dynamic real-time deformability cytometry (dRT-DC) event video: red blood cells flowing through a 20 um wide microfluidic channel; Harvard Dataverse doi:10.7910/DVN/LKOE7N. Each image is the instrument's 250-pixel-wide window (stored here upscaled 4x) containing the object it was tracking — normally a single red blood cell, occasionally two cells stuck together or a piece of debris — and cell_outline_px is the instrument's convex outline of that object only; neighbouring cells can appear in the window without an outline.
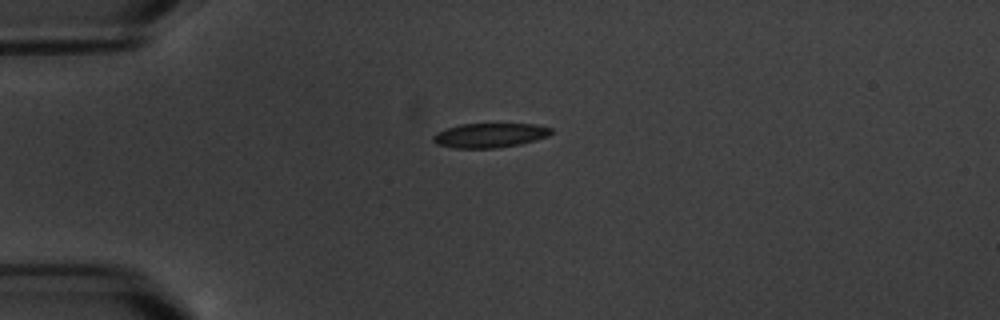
{"species": "common noctule bat (a hibernating species)", "species_latin": "Nyctalus noctula", "temperature_condition": "warm", "stored_images_in_passage": 3, "camera_frame_rate_fps": 3000, "um_per_image_px": 0.085, "animal": {"sex": "male", "body_mass_g": 20.1, "forearm_length_mm": 53.5}, "frame": {"image": 1, "passage_image": 1, "time_ms": 0.0, "image_size_px": [1000, 320], "cell_outline_px": [[552, 132], [548, 136], [536, 140], [520, 144], [496, 148], [456, 148], [436, 144], [432, 140], [432, 136], [436, 132], [460, 124], [536, 124], [552, 128]], "centroid_in_image_um": [41.63, 11.5], "position_along_channel_um": 43.4, "area_um2": 16.82}}